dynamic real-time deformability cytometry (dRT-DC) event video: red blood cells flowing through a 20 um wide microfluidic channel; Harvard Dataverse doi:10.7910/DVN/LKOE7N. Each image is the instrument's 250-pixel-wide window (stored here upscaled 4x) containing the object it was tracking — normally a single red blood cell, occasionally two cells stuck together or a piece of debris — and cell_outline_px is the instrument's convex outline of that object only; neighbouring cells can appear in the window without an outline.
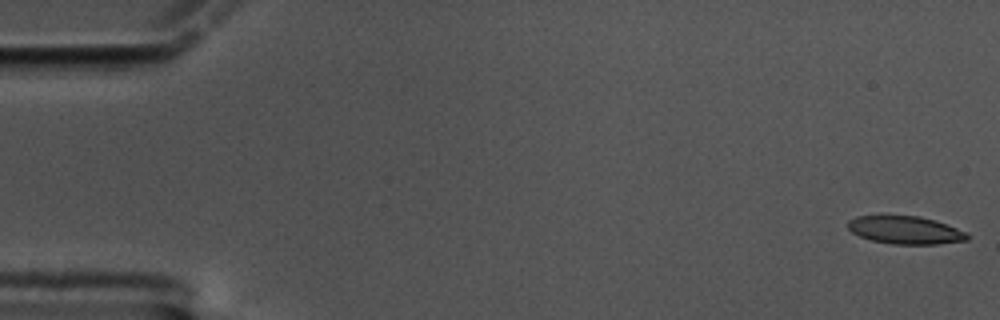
{"species": "common noctule bat (a hibernating species)", "species_latin": "Nyctalus noctula", "temperature_condition": "cold", "stored_images_in_passage": 60, "camera_frame_rate_fps": 3000, "um_per_image_px": 0.085, "animal": {"sex": "male", "body_mass_g": 17.5, "forearm_length_mm": 52.3}, "frame": {"image": 1, "passage_image": 1, "time_ms": 0.0, "image_size_px": [1000, 320], "cell_outline_px": [[968, 240], [936, 244], [892, 244], [872, 240], [860, 236], [852, 232], [848, 228], [848, 220], [856, 216], [920, 216], [936, 220], [968, 232]], "centroid_in_image_um": [76.98, 19.55], "position_along_channel_um": 8.0, "area_um2": 19.36}}
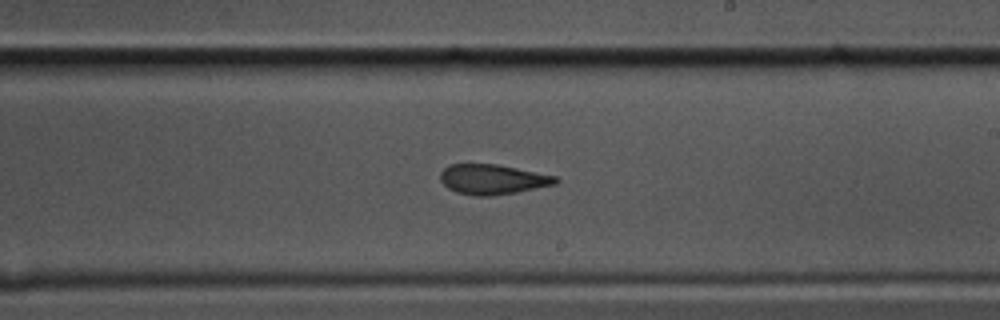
{"frame": {"image": 2, "passage_image": 35, "time_ms": 11.333, "image_size_px": [1000, 320], "cell_outline_px": [[560, 180], [556, 184], [516, 192], [492, 196], [476, 196], [456, 192], [448, 188], [440, 180], [440, 172], [448, 164], [496, 164], [556, 176]], "centroid_in_image_um": [41.85, 15.24], "position_along_channel_um": 247.2, "area_um2": 20.11}}
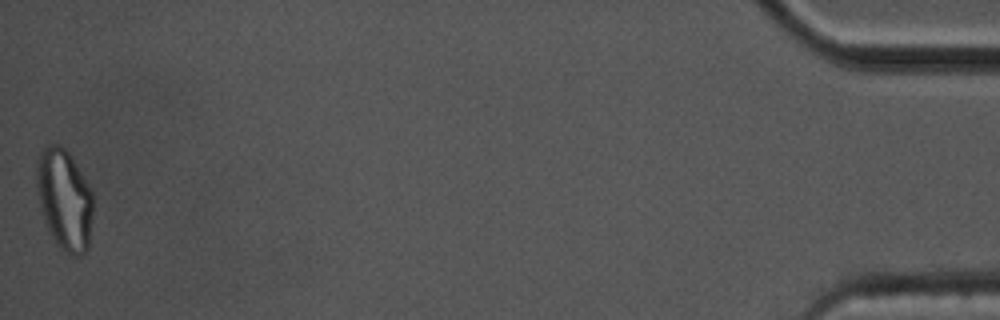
{"frame": {"image": 3, "passage_image": 60, "time_ms": 19.667, "image_size_px": [1000, 320], "cell_outline_px": [[92, 212], [88, 248], [80, 256], [72, 256], [56, 244], [48, 232], [40, 208], [36, 192], [36, 160], [40, 152], [48, 144], [56, 144], [64, 148], [72, 156], [84, 176], [92, 192]], "centroid_in_image_um": [5.45, 16.94], "position_along_channel_um": 429.8, "area_um2": 33.52}, "authors_computed_cell_mechanics": {"area_um2": 20.7502, "velocity_mm_per_s": 3.3337, "shape_relaxation_time_tau1_ms": 7.2184, "shape_relaxation_time_tau2_ms": 2.0385, "deformation_change_tau1": 0.1853, "deformation_change_tau2": 0.0927}}